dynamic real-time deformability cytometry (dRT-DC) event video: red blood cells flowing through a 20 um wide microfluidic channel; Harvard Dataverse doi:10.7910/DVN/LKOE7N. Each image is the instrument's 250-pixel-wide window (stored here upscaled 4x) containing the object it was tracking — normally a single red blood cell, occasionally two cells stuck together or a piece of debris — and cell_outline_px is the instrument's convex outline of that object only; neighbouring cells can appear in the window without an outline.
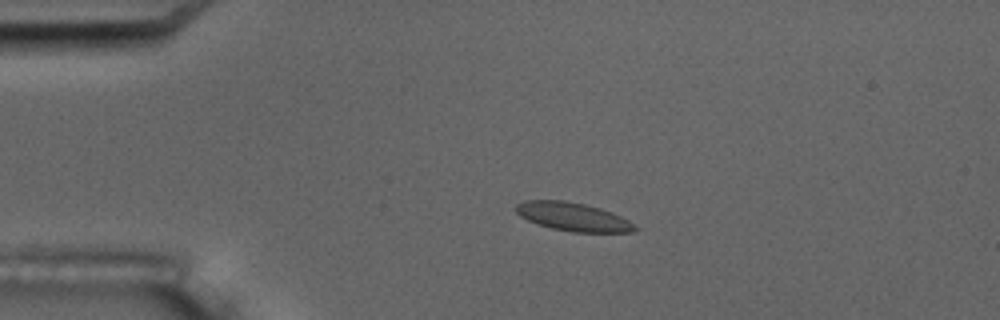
{"species": "common noctule bat (a hibernating species)", "species_latin": "Nyctalus noctula", "temperature_condition": "room temperature", "stored_images_in_passage": 6, "camera_frame_rate_fps": 3000, "um_per_image_px": 0.085, "animal": {"sex": "male", "body_mass_g": 17.5, "forearm_length_mm": 52.3}, "frame": {"image": 1, "passage_image": 4, "time_ms": 3.667, "image_size_px": [1000, 320], "cell_outline_px": [[640, 228], [632, 232], [572, 232], [552, 228], [528, 220], [520, 216], [516, 212], [516, 204], [524, 200], [564, 200], [584, 204], [600, 208], [612, 212], [628, 220]], "centroid_in_image_um": [48.72, 18.42], "position_along_channel_um": 36.3, "area_um2": 19.65}}